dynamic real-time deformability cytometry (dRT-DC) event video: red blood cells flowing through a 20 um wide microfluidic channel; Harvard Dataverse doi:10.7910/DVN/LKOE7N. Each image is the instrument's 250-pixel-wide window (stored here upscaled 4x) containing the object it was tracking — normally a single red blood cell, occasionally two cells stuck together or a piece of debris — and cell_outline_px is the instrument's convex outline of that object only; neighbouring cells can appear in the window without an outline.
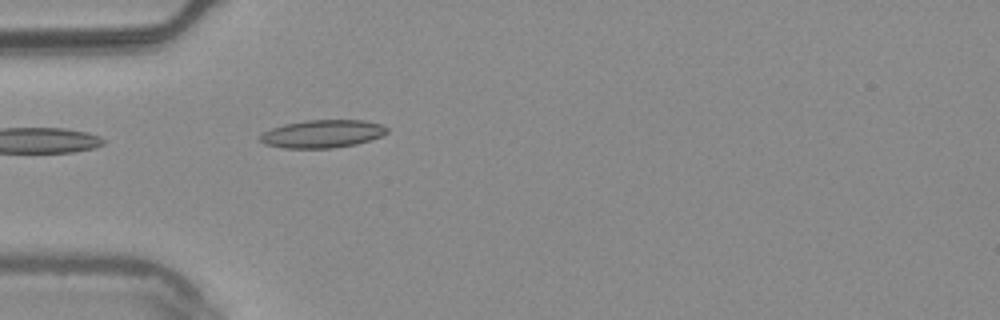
{"species": "common noctule bat (a hibernating species)", "species_latin": "Nyctalus noctula", "temperature_condition": "warm", "stored_images_in_passage": 8, "camera_frame_rate_fps": 3000, "um_per_image_px": 0.085, "animal": {"sex": "male", "body_mass_g": 20.4}, "frame": {"image": 1, "passage_image": 1, "time_ms": 0.0, "image_size_px": [1000, 320], "cell_outline_px": [[388, 132], [380, 136], [356, 144], [332, 148], [284, 148], [264, 144], [260, 140], [260, 136], [264, 132], [272, 128], [284, 124], [304, 120], [364, 120], [380, 124], [388, 128]], "centroid_in_image_um": [27.39, 11.37], "position_along_channel_um": 57.6, "area_um2": 20.52}}